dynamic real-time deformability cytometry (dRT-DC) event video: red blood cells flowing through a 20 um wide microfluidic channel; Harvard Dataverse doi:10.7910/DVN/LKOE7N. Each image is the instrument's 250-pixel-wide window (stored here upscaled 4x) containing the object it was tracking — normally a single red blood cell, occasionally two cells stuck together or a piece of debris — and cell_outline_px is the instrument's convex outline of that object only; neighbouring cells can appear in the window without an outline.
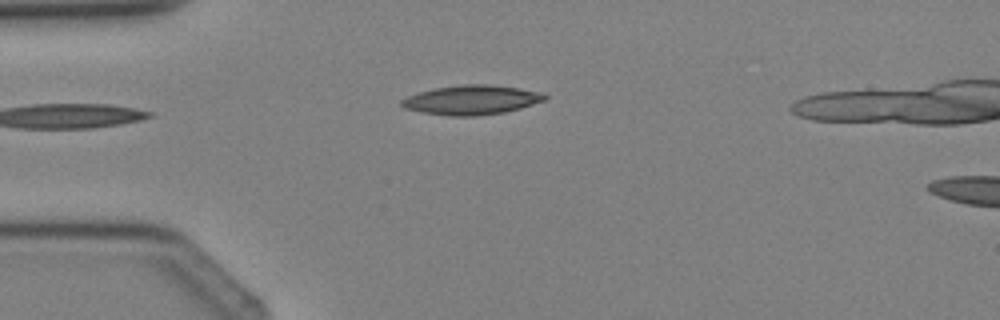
{"species": "Egyptian fruit bat (a non-hibernating species)", "species_latin": "Rousettus aegyptiacus", "temperature_condition": "cold", "stored_images_in_passage": 2, "camera_frame_rate_fps": 3000, "um_per_image_px": 0.085, "animal": {"sex": "female"}, "frame": {"image": 1, "passage_image": 2, "time_ms": 1.0, "image_size_px": [1000, 320], "cell_outline_px": [[548, 96], [544, 100], [520, 108], [504, 112], [476, 116], [448, 116], [420, 112], [404, 108], [400, 104], [400, 100], [408, 96], [420, 92], [436, 88], [464, 84], [488, 84], [544, 92]], "centroid_in_image_um": [40.07, 8.5], "position_along_channel_um": 44.9, "area_um2": 24.45}}